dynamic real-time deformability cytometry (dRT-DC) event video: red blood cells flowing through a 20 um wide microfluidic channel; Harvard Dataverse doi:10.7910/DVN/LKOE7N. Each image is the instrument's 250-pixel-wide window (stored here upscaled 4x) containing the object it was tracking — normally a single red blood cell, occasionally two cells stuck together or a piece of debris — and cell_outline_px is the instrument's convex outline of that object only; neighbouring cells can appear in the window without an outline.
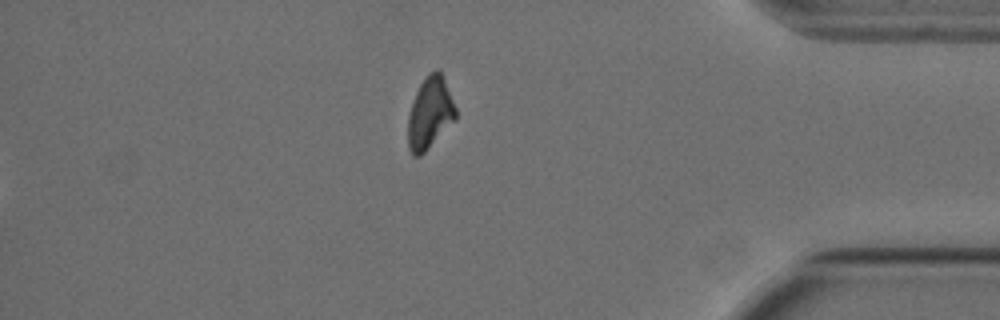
{"species": "Egyptian fruit bat (a non-hibernating species)", "species_latin": "Rousettus aegyptiacus", "temperature_condition": "cold", "stored_images_in_passage": 13, "segment_of_instrument_passage": [2, 2], "camera_frame_rate_fps": 3000, "um_per_image_px": 0.085, "animal": {"sex": "female"}, "frame": {"image": 1, "passage_image": 13, "time_ms": 4.0, "image_size_px": [1000, 320], "cell_outline_px": [[456, 120], [420, 156], [412, 156], [408, 148], [408, 116], [412, 100], [420, 84], [428, 72], [436, 68], [440, 68], [456, 108]], "centroid_in_image_um": [36.54, 9.58], "position_along_channel_um": 398.7, "area_um2": 20.17}}